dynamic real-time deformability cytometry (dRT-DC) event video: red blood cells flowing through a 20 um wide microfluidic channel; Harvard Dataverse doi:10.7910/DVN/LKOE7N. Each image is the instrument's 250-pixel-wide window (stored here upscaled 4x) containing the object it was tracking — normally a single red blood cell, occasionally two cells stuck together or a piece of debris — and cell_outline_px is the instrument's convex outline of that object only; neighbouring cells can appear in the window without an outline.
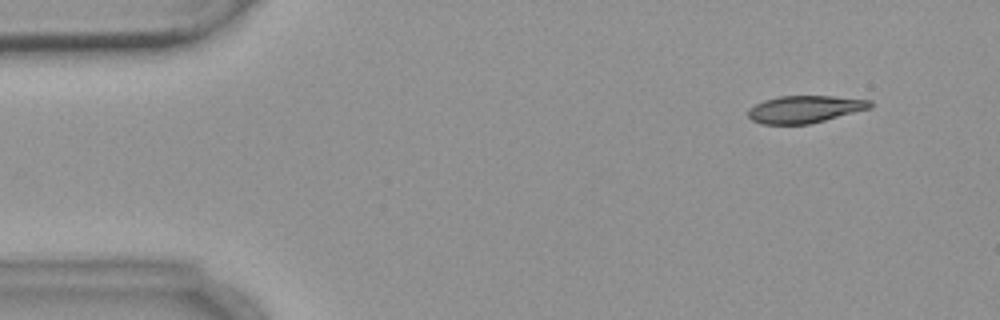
{"species": "common noctule bat (a hibernating species)", "species_latin": "Nyctalus noctula", "temperature_condition": "warm", "stored_images_in_passage": 4, "camera_frame_rate_fps": 3000, "um_per_image_px": 0.085, "animal": {"sex": "female", "body_mass_g": 18.4}, "frame": {"image": 1, "passage_image": 1, "time_ms": 0.0, "image_size_px": [1000, 320], "cell_outline_px": [[872, 108], [808, 124], [760, 124], [752, 120], [748, 116], [748, 108], [764, 100], [780, 96], [832, 96], [872, 100]], "centroid_in_image_um": [68.41, 9.28], "position_along_channel_um": 16.6, "area_um2": 19.36}}